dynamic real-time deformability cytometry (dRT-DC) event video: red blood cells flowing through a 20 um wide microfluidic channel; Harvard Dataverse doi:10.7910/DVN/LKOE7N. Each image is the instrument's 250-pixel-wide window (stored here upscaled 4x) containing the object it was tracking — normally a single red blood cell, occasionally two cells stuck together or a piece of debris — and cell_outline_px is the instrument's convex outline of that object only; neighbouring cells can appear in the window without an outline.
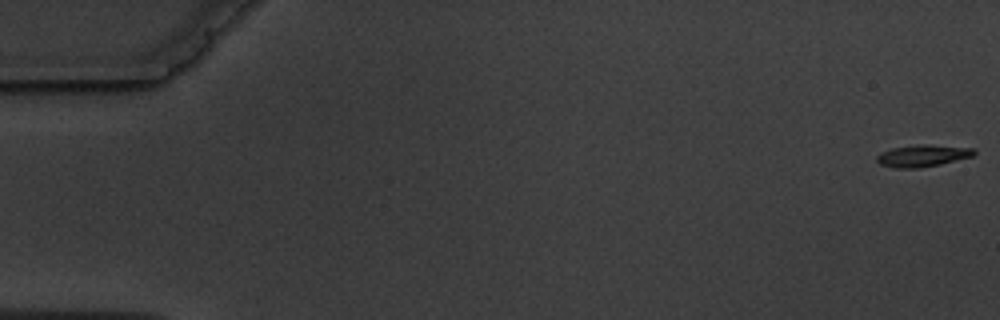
{"species": "common noctule bat (a hibernating species)", "species_latin": "Nyctalus noctula", "temperature_condition": "warm", "stored_images_in_passage": 5, "camera_frame_rate_fps": 3000, "um_per_image_px": 0.085, "animal": {"sex": "male", "body_mass_g": 19.5, "forearm_length_mm": 54.6}, "frame": {"image": 1, "passage_image": 1, "time_ms": 0.0, "image_size_px": [1000, 320], "cell_outline_px": [[976, 152], [972, 156], [940, 164], [916, 168], [892, 168], [880, 164], [876, 160], [876, 156], [892, 148], [916, 144], [924, 144], [976, 148]], "centroid_in_image_um": [78.42, 13.23], "position_along_channel_um": 6.6, "area_um2": 12.37}}
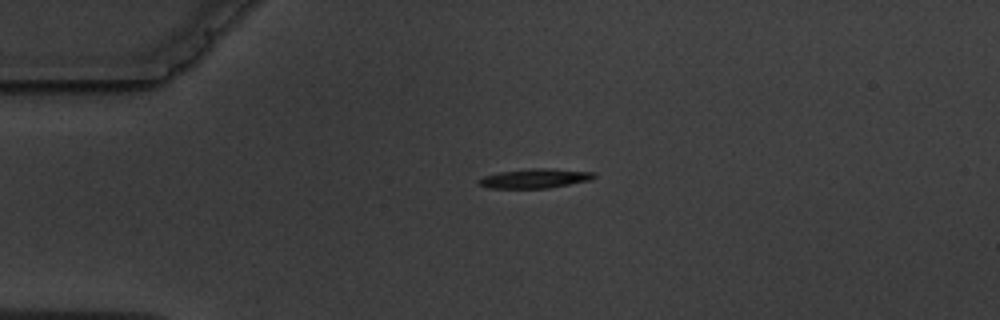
{"frame": {"image": 2, "passage_image": 4, "time_ms": 4.333, "image_size_px": [1000, 320], "cell_outline_px": [[596, 176], [592, 180], [548, 188], [488, 188], [476, 184], [476, 180], [484, 176], [500, 172], [532, 168], [544, 168], [596, 172]], "centroid_in_image_um": [45.45, 15.17], "position_along_channel_um": 39.5, "area_um2": 13.12}}